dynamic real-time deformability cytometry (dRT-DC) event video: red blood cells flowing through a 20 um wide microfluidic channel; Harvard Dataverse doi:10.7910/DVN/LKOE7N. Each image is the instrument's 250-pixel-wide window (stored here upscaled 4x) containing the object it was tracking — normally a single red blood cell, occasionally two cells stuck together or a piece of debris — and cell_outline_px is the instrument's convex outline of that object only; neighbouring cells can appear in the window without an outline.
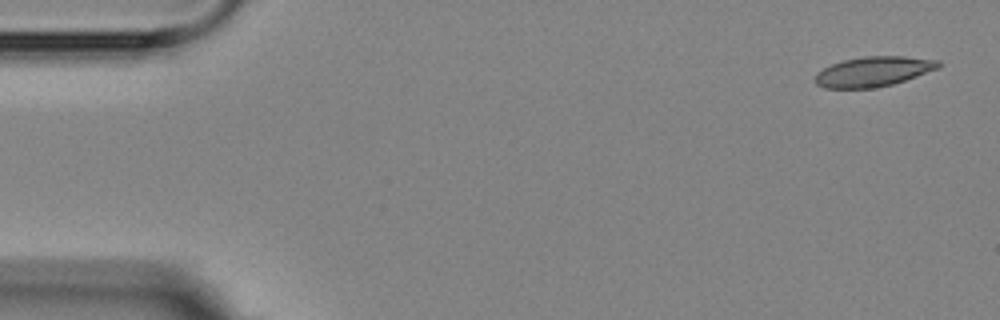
{"species": "Egyptian fruit bat (a non-hibernating species)", "species_latin": "Rousettus aegyptiacus", "temperature_condition": "room temperature", "stored_images_in_passage": 4, "camera_frame_rate_fps": 3000, "um_per_image_px": 0.085, "animal": {"sex": "female"}, "frame": {"image": 1, "passage_image": 1, "time_ms": 0.0, "image_size_px": [1000, 320], "cell_outline_px": [[940, 68], [892, 84], [872, 88], [824, 88], [816, 84], [816, 72], [832, 64], [844, 60], [864, 56], [904, 56], [940, 60]], "centroid_in_image_um": [74.25, 6.07], "position_along_channel_um": 10.8, "area_um2": 21.39}}
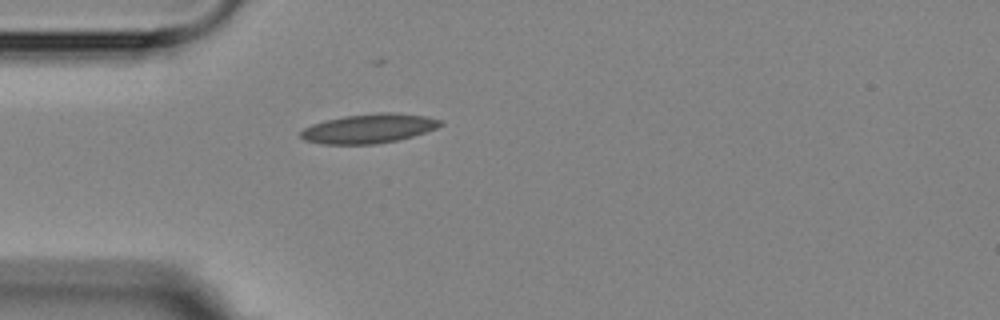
{"frame": {"image": 2, "passage_image": 4, "time_ms": 4.333, "image_size_px": [1000, 320], "cell_outline_px": [[444, 124], [436, 128], [412, 136], [396, 140], [376, 144], [320, 144], [304, 140], [300, 136], [300, 132], [304, 128], [312, 124], [324, 120], [344, 116], [376, 112], [396, 112], [428, 116], [440, 120]], "centroid_in_image_um": [31.34, 10.91], "position_along_channel_um": 53.7, "area_um2": 23.99}}